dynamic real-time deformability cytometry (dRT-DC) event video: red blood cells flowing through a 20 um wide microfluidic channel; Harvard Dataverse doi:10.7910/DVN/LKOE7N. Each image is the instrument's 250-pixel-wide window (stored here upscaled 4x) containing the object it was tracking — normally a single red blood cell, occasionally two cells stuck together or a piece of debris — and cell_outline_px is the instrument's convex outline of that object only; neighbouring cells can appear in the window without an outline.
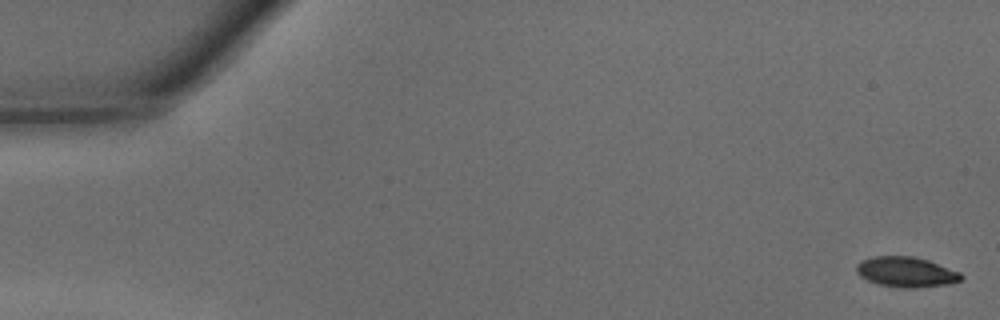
{"species": "common noctule bat (a hibernating species)", "species_latin": "Nyctalus noctula", "temperature_condition": "warm", "stored_images_in_passage": 39, "camera_frame_rate_fps": 3000, "um_per_image_px": 0.085, "animal": {"sex": "male", "body_mass_g": 15.6}, "frame": {"image": 1, "passage_image": 1, "time_ms": 0.0, "image_size_px": [1000, 320], "cell_outline_px": [[964, 276], [960, 280], [948, 284], [916, 288], [904, 288], [880, 284], [868, 280], [860, 276], [856, 272], [856, 264], [860, 260], [872, 256], [912, 256], [928, 260], [960, 272]], "centroid_in_image_um": [77.0, 23.11], "position_along_channel_um": 8.0, "area_um2": 18.44}}
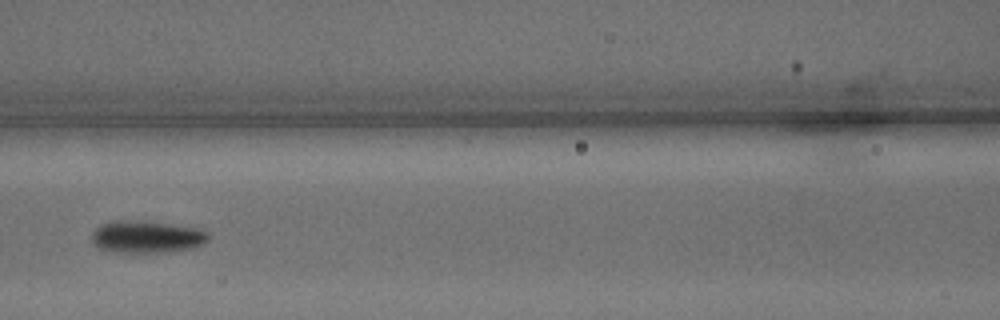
{"frame": {"image": 2, "passage_image": 21, "time_ms": 6.667, "image_size_px": [1000, 320], "cell_outline_px": [[208, 240], [192, 248], [164, 252], [108, 252], [92, 244], [92, 232], [100, 224], [140, 220], [144, 220], [196, 228], [208, 232]], "centroid_in_image_um": [12.44, 20.14], "position_along_channel_um": 154.2, "area_um2": 21.62}}
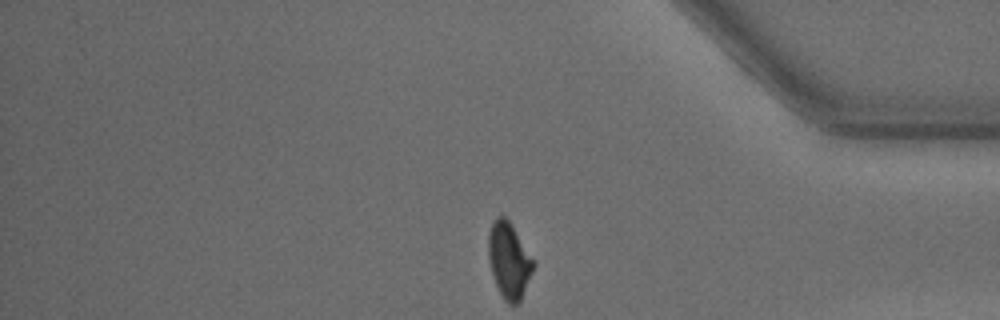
{"frame": {"image": 3, "passage_image": 39, "time_ms": 12.667, "image_size_px": [1000, 320], "cell_outline_px": [[536, 264], [520, 300], [516, 304], [508, 304], [504, 300], [496, 284], [492, 272], [488, 256], [488, 232], [492, 220], [496, 216], [504, 216], [508, 220], [536, 260]], "centroid_in_image_um": [43.27, 22.1], "position_along_channel_um": 391.9, "area_um2": 20.0}, "authors_computed_cell_mechanics": {"area_um2": 20.23, "velocity_mm_per_s": 4.3346, "shape_relaxation_time_tau1_ms": 2.5295, "shape_relaxation_time_tau2_ms": null, "deformation_change_tau1": 0.1223, "deformation_change_tau2": null}}